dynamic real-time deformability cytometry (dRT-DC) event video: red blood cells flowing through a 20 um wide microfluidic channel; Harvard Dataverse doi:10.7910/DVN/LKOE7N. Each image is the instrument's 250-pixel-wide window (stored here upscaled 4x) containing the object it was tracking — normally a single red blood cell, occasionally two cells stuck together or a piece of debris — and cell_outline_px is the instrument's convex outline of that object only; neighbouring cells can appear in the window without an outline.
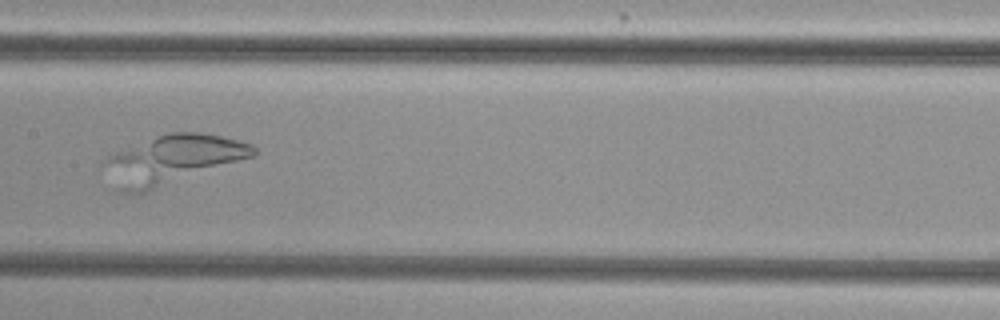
{"species": "common noctule bat (a hibernating species)", "species_latin": "Nyctalus noctula", "temperature_condition": "cold", "stored_images_in_passage": 60, "segment_of_instrument_passage": [2, 2], "camera_frame_rate_fps": 3000, "um_per_image_px": 0.085, "animal": {"sex": "female", "body_mass_g": 29.2, "forearm_length_mm": 56.3}, "frame": {"image": 1, "passage_image": 32, "time_ms": 10.333, "image_size_px": [1000, 320], "cell_outline_px": [[256, 156], [144, 192], [116, 192], [104, 160], [108, 156], [160, 136], [172, 132], [200, 132], [240, 140], [252, 144], [256, 148]], "centroid_in_image_um": [14.74, 13.58], "position_along_channel_um": 192.7, "area_um2": 41.33}}
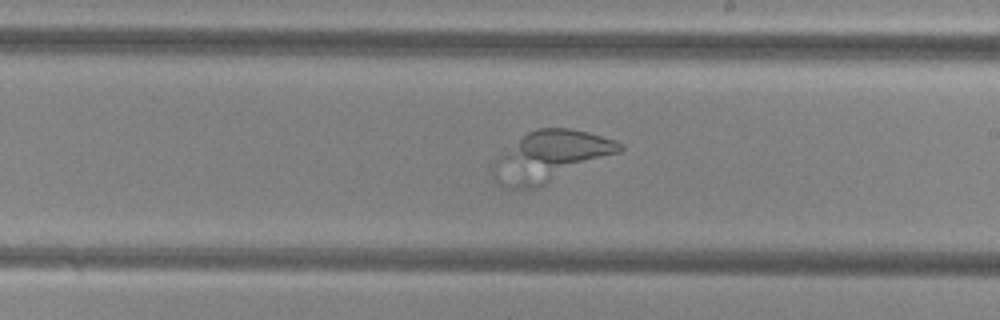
{"frame": {"image": 2, "passage_image": 36, "time_ms": 11.667, "image_size_px": [1000, 320], "cell_outline_px": [[624, 148], [620, 152], [540, 188], [504, 188], [496, 184], [492, 176], [492, 168], [496, 160], [500, 156], [528, 132], [536, 128], [568, 128], [588, 132], [616, 140], [624, 144]], "centroid_in_image_um": [46.81, 13.33], "position_along_channel_um": 242.2, "area_um2": 37.4}}
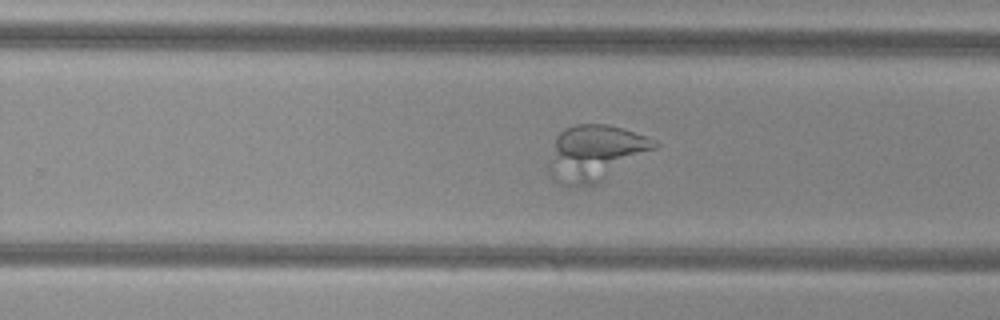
{"frame": {"image": 3, "passage_image": 39, "time_ms": 12.667, "image_size_px": [1000, 320], "cell_outline_px": [[660, 144], [656, 148], [596, 184], [560, 184], [552, 180], [548, 172], [548, 164], [556, 136], [564, 128], [576, 124], [608, 124], [624, 128], [656, 140]], "centroid_in_image_um": [50.58, 12.97], "position_along_channel_um": 279.2, "area_um2": 34.1}}